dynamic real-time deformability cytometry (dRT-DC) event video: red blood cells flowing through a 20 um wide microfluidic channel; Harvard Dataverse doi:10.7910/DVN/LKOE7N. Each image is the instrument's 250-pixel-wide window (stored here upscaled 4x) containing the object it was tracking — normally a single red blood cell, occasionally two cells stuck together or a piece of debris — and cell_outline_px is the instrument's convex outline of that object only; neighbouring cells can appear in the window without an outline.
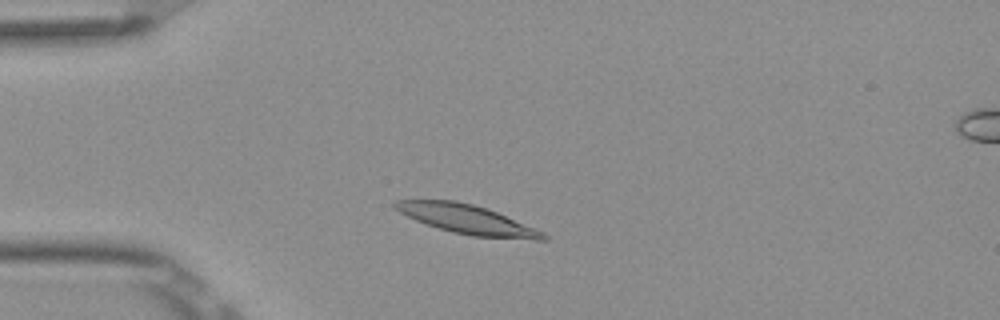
{"species": "Egyptian fruit bat (a non-hibernating species)", "species_latin": "Rousettus aegyptiacus", "temperature_condition": "room temperature", "stored_images_in_passage": 47, "camera_frame_rate_fps": 3000, "um_per_image_px": 0.085, "frame": {"image": 1, "passage_image": 8, "time_ms": 2.333, "image_size_px": [1000, 320], "cell_outline_px": [[548, 240], [536, 240], [472, 236], [452, 232], [416, 220], [392, 208], [392, 204], [396, 200], [456, 200], [488, 208], [544, 232], [548, 236]], "centroid_in_image_um": [39.73, 18.64], "position_along_channel_um": 45.3, "area_um2": 25.09}}
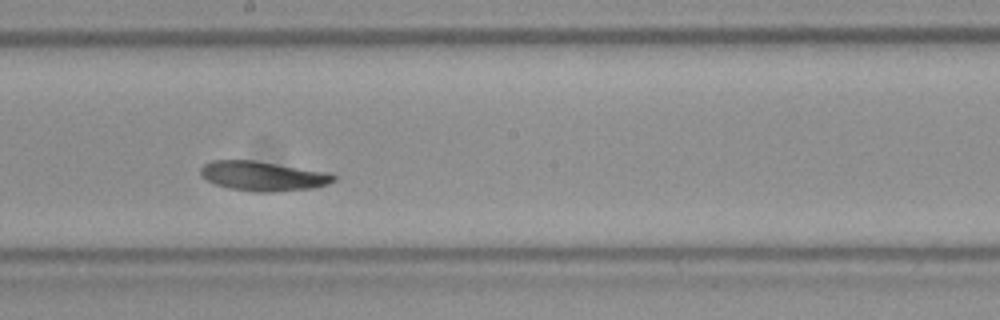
{"frame": {"image": 2, "passage_image": 24, "time_ms": 7.667, "image_size_px": [1000, 320], "cell_outline_px": [[336, 180], [328, 184], [312, 188], [272, 192], [252, 192], [228, 188], [216, 184], [200, 176], [200, 168], [204, 164], [212, 160], [256, 160], [332, 172], [336, 176]], "centroid_in_image_um": [22.39, 14.95], "position_along_channel_um": 225.8, "area_um2": 23.35}}
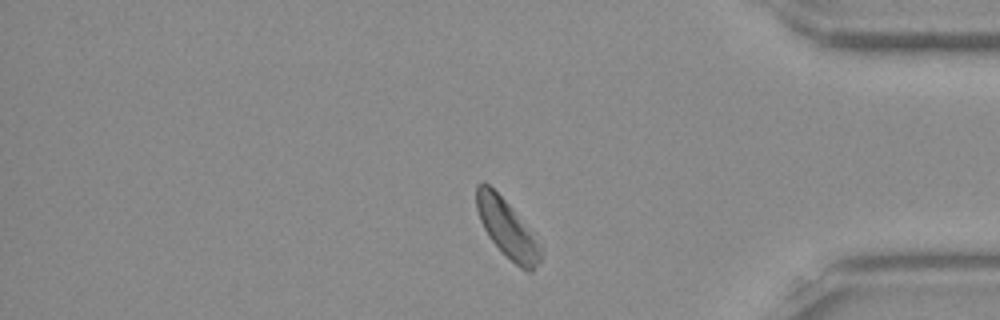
{"frame": {"image": 3, "passage_image": 39, "time_ms": 12.667, "image_size_px": [1000, 320], "cell_outline_px": [[544, 248], [540, 260], [532, 272], [528, 272], [520, 268], [488, 236], [480, 220], [476, 208], [476, 184], [484, 180], [512, 208], [544, 244]], "centroid_in_image_um": [43.16, 19.43], "position_along_channel_um": 392.0, "area_um2": 21.79}, "authors_computed_cell_mechanics": {"area_um2": 23.1778, "velocity_mm_per_s": 3.7885, "shape_relaxation_time_tau1_ms": 2.9035, "shape_relaxation_time_tau2_ms": null, "deformation_change_tau1": 0.1248, "deformation_change_tau2": null}}